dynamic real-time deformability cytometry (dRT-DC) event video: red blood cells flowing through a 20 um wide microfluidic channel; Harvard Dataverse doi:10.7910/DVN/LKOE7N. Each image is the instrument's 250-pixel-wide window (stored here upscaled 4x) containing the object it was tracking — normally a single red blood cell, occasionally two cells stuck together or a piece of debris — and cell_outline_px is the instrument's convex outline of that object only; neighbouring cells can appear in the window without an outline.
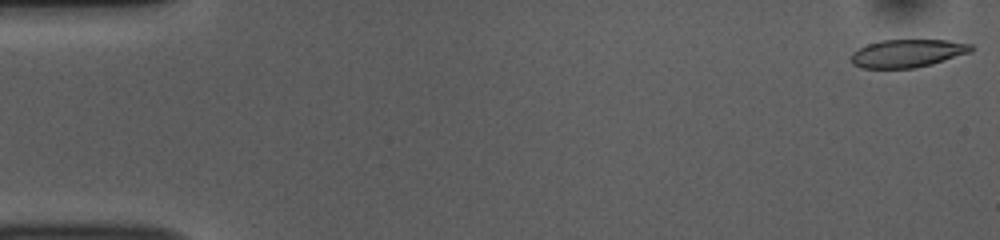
{"species": "common noctule bat (a hibernating species)", "species_latin": "Nyctalus noctula", "temperature_condition": "room temperature", "stored_images_in_passage": 53, "camera_frame_rate_fps": 3000, "um_per_image_px": 0.085, "animal": {"sex": "female", "body_mass_g": 10.0, "forearm_length_mm": 53.1}, "frame": {"image": 1, "passage_image": 1, "time_ms": 0.0, "image_size_px": [1000, 240], "cell_outline_px": [[976, 48], [972, 52], [932, 64], [912, 68], [860, 68], [852, 64], [848, 56], [852, 52], [868, 44], [880, 40], [948, 40], [972, 44]], "centroid_in_image_um": [77.14, 4.53], "position_along_channel_um": 7.9, "area_um2": 19.83}}
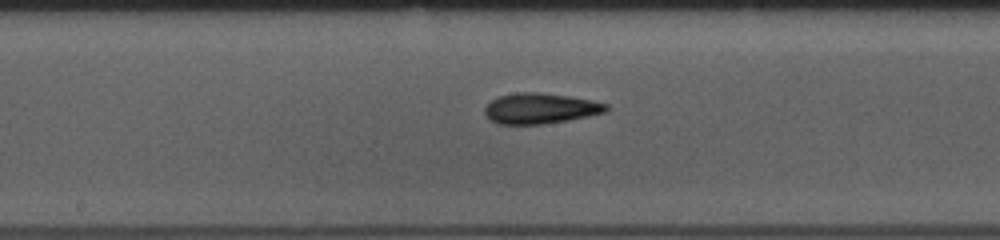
{"frame": {"image": 2, "passage_image": 27, "time_ms": 8.667, "image_size_px": [1000, 240], "cell_outline_px": [[608, 112], [568, 120], [544, 124], [496, 124], [484, 112], [484, 108], [492, 100], [500, 96], [516, 92], [540, 92], [568, 96], [592, 100], [608, 104]], "centroid_in_image_um": [45.95, 9.21], "position_along_channel_um": 202.2, "area_um2": 21.62}}
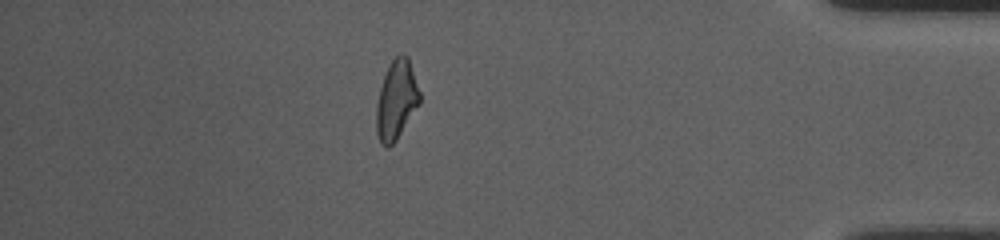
{"frame": {"image": 3, "passage_image": 46, "time_ms": 15.0, "image_size_px": [1000, 240], "cell_outline_px": [[420, 104], [396, 140], [388, 148], [380, 144], [376, 132], [376, 104], [380, 88], [384, 76], [392, 60], [400, 52], [404, 52], [408, 56], [420, 92]], "centroid_in_image_um": [33.69, 8.5], "position_along_channel_um": 401.5, "area_um2": 20.11}, "authors_computed_cell_mechanics": {"area_um2": 20.6346, "velocity_mm_per_s": 3.7909, "shape_relaxation_time_tau1_ms": 4.6362, "shape_relaxation_time_tau2_ms": 4.1916, "deformation_change_tau1": 0.1305, "deformation_change_tau2": 0.1251}}